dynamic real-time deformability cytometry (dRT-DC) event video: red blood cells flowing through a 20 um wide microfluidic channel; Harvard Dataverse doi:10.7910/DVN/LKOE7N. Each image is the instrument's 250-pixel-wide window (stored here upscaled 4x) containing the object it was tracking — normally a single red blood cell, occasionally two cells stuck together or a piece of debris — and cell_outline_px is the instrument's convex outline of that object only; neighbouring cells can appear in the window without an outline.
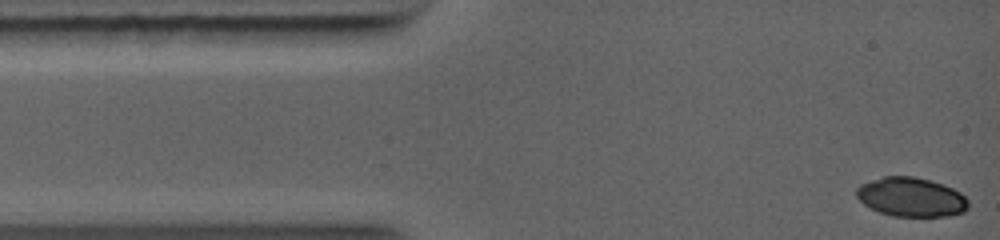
{"species": "common noctule bat (a hibernating species)", "species_latin": "Nyctalus noctula", "temperature_condition": "warm", "stored_images_in_passage": 6, "camera_frame_rate_fps": 5000, "um_per_image_px": 0.085, "animal": {"sex": "female", "body_mass_g": 19.0, "forearm_length_mm": 56.7}, "frame": {"image": 1, "passage_image": 1, "time_ms": 0.0, "image_size_px": [1000, 240], "cell_outline_px": [[968, 208], [964, 212], [948, 216], [892, 216], [880, 212], [864, 204], [856, 196], [856, 188], [860, 184], [884, 176], [912, 176], [944, 184], [960, 192], [968, 200]], "centroid_in_image_um": [77.46, 16.75], "position_along_channel_um": 7.5, "area_um2": 25.49}}
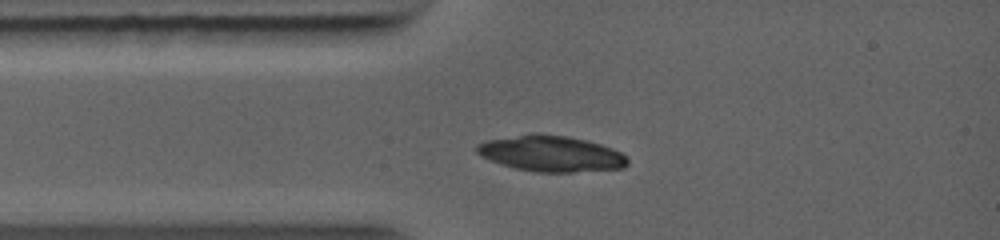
{"frame": {"image": 2, "passage_image": 6, "time_ms": 2.0, "image_size_px": [1000, 240], "cell_outline_px": [[628, 164], [624, 168], [572, 172], [536, 172], [516, 168], [500, 164], [488, 160], [476, 152], [476, 144], [488, 140], [532, 132], [536, 132], [568, 136], [588, 140], [612, 148], [628, 156]], "centroid_in_image_um": [46.84, 13.04], "position_along_channel_um": 38.2, "area_um2": 31.91}}